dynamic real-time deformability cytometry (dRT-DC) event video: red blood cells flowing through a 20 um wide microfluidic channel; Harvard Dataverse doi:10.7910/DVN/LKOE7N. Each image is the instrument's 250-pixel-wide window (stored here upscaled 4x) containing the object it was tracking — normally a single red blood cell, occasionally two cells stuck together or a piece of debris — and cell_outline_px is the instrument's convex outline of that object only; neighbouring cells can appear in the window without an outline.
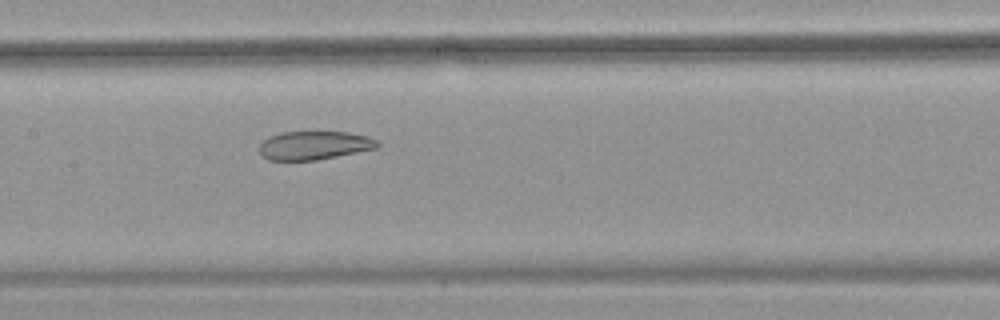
{"species": "common noctule bat (a hibernating species)", "species_latin": "Nyctalus noctula", "temperature_condition": "warm", "stored_images_in_passage": 45, "camera_frame_rate_fps": 3000, "um_per_image_px": 0.085, "animal": {"sex": "female", "body_mass_g": 18.4}, "frame": {"image": 1, "passage_image": 19, "time_ms": 6.0, "image_size_px": [1000, 320], "cell_outline_px": [[380, 144], [376, 148], [316, 160], [268, 160], [260, 152], [260, 144], [268, 136], [280, 132], [348, 132], [368, 136], [376, 140]], "centroid_in_image_um": [26.69, 12.35], "position_along_channel_um": 180.7, "area_um2": 19.48}}
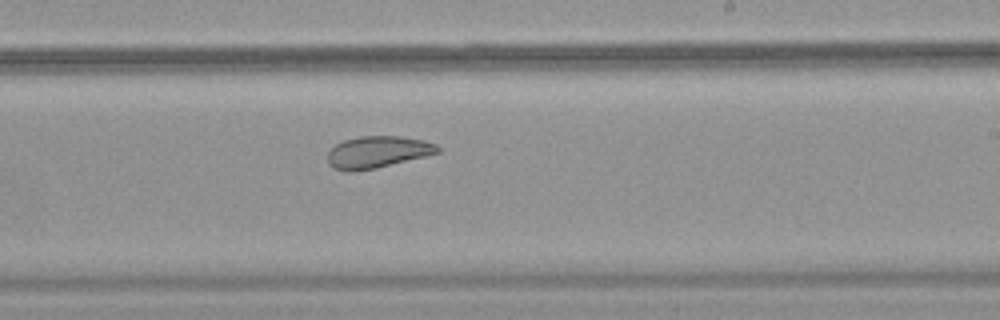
{"frame": {"image": 2, "passage_image": 25, "time_ms": 8.0, "image_size_px": [1000, 320], "cell_outline_px": [[440, 152], [376, 168], [336, 168], [328, 164], [328, 152], [336, 144], [344, 140], [360, 136], [400, 136], [424, 140], [436, 144], [440, 148]], "centroid_in_image_um": [32.15, 12.87], "position_along_channel_um": 256.9, "area_um2": 19.65}}
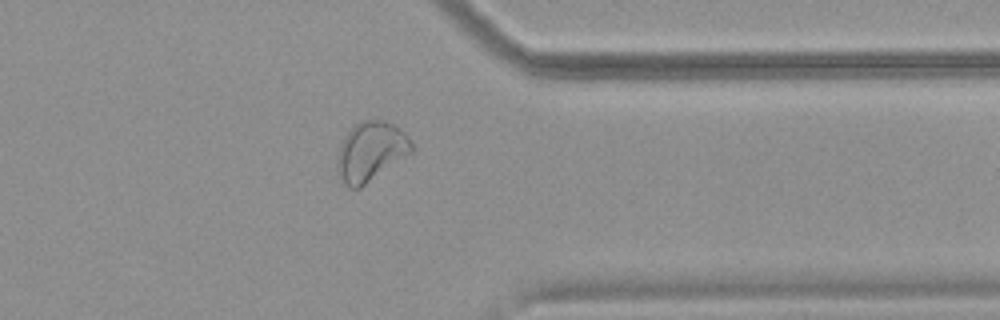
{"frame": {"image": 3, "passage_image": 35, "time_ms": 11.333, "image_size_px": [1000, 320], "cell_outline_px": [[412, 152], [360, 188], [348, 188], [344, 184], [336, 168], [336, 160], [340, 144], [344, 136], [360, 120], [384, 120], [400, 128], [408, 136], [412, 144]], "centroid_in_image_um": [31.49, 12.87], "position_along_channel_um": 379.9, "area_um2": 25.66}, "authors_computed_cell_mechanics": {"area_um2": 25.6632, "velocity_mm_per_s": 3.8368, "shape_relaxation_time_tau1_ms": null, "shape_relaxation_time_tau2_ms": 2.2824, "deformation_change_tau1": null, "deformation_change_tau2": 0.0869}}